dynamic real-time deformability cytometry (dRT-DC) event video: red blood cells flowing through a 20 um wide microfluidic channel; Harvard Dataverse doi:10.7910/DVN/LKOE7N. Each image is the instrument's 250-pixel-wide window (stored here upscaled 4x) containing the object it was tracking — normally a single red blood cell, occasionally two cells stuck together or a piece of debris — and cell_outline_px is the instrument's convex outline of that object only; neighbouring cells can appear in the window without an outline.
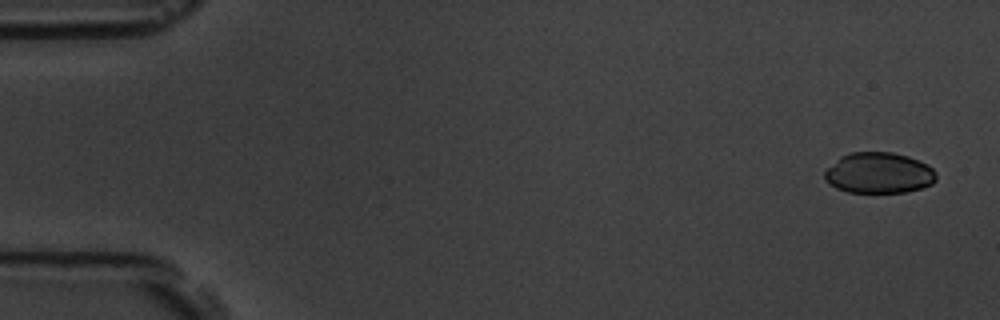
{"species": "common noctule bat (a hibernating species)", "species_latin": "Nyctalus noctula", "temperature_condition": "room temperature", "stored_images_in_passage": 5, "camera_frame_rate_fps": 3000, "um_per_image_px": 0.085, "animal": {"sex": "male", "body_mass_g": 19.5, "forearm_length_mm": 54.6}, "frame": {"image": 1, "passage_image": 1, "time_ms": 0.0, "image_size_px": [1000, 320], "cell_outline_px": [[936, 180], [932, 184], [920, 188], [904, 192], [848, 192], [836, 188], [828, 184], [824, 180], [824, 172], [840, 156], [852, 152], [892, 152], [908, 156], [928, 164], [936, 172]], "centroid_in_image_um": [74.7, 14.7], "position_along_channel_um": 10.3, "area_um2": 26.65}}